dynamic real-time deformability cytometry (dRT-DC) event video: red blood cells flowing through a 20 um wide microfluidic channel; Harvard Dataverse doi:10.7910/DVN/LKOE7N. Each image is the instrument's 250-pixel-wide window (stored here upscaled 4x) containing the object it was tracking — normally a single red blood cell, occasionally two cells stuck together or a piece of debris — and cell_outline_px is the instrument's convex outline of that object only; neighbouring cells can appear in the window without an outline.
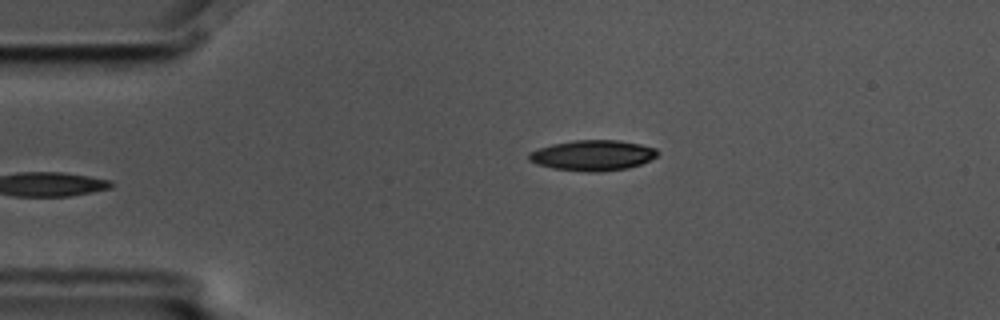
{"species": "common noctule bat (a hibernating species)", "species_latin": "Nyctalus noctula", "temperature_condition": "cold", "stored_images_in_passage": 5, "camera_frame_rate_fps": 3000, "um_per_image_px": 0.085, "animal": {"sex": "male", "body_mass_g": 17.5, "forearm_length_mm": 52.3}, "frame": {"image": 1, "passage_image": 5, "time_ms": 1.333, "image_size_px": [1000, 320], "cell_outline_px": [[660, 152], [656, 156], [640, 164], [628, 168], [600, 172], [588, 172], [552, 168], [536, 164], [528, 160], [528, 152], [552, 144], [576, 140], [616, 140], [640, 144], [656, 148]], "centroid_in_image_um": [50.36, 13.21], "position_along_channel_um": 34.6, "area_um2": 22.83}}